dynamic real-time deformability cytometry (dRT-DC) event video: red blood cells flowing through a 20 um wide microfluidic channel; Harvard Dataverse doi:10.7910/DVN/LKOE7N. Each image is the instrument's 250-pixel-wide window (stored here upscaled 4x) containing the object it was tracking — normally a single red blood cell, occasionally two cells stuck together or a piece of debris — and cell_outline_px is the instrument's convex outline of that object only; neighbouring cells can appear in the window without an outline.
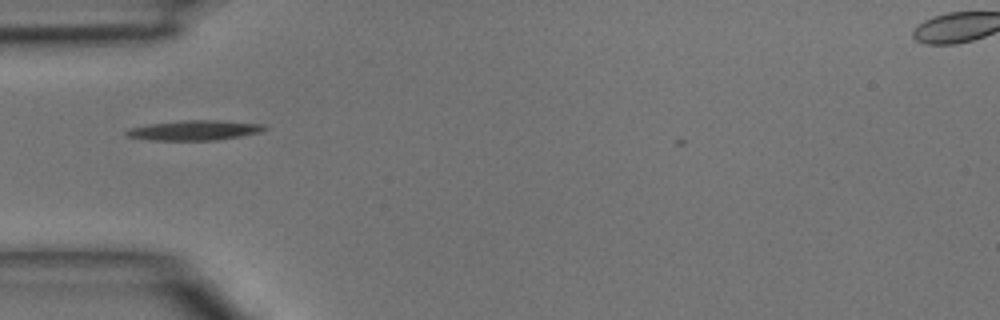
{"species": "common noctule bat (a hibernating species)", "species_latin": "Nyctalus noctula", "temperature_condition": "room temperature", "stored_images_in_passage": 29, "camera_frame_rate_fps": 3000, "um_per_image_px": 0.085, "animal": {"sex": "male", "body_mass_g": 15.6}, "frame": {"image": 1, "passage_image": 1, "time_ms": 0.0, "image_size_px": [1000, 320], "cell_outline_px": [[268, 128], [260, 132], [240, 136], [216, 140], [152, 140], [124, 136], [124, 132], [128, 128], [148, 124], [184, 120], [220, 120], [264, 124]], "centroid_in_image_um": [16.5, 11.07], "position_along_channel_um": 68.5, "area_um2": 16.13}}
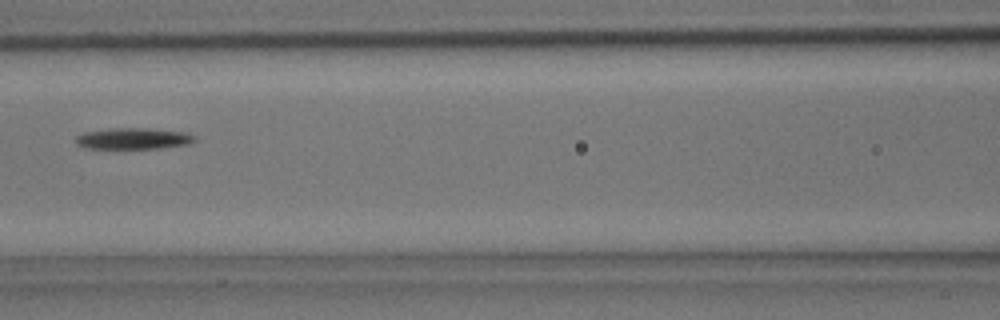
{"frame": {"image": 2, "passage_image": 7, "time_ms": 2.0, "image_size_px": [1000, 320], "cell_outline_px": [[196, 140], [188, 144], [160, 148], [88, 148], [76, 144], [76, 136], [84, 132], [112, 128], [148, 128], [180, 132], [196, 136]], "centroid_in_image_um": [11.31, 11.77], "position_along_channel_um": 155.3, "area_um2": 14.51}}
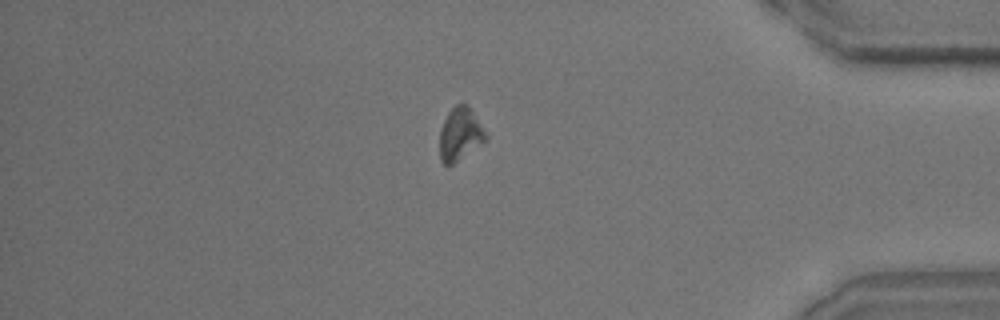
{"frame": {"image": 3, "passage_image": 26, "time_ms": 8.333, "image_size_px": [1000, 320], "cell_outline_px": [[488, 136], [484, 140], [452, 164], [444, 164], [440, 160], [440, 128], [448, 112], [460, 100], [468, 104]], "centroid_in_image_um": [39.08, 11.33], "position_along_channel_um": 396.1, "area_um2": 13.93}}